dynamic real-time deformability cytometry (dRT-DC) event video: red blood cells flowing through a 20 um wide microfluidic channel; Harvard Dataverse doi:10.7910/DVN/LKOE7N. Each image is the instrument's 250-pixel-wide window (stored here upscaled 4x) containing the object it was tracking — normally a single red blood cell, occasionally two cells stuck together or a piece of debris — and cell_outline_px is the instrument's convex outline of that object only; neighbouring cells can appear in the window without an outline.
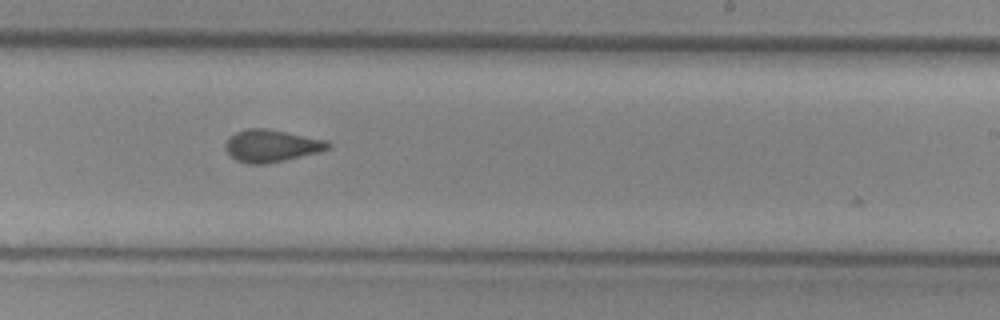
{"species": "common noctule bat (a hibernating species)", "species_latin": "Nyctalus noctula", "temperature_condition": "cold", "stored_images_in_passage": 10, "camera_frame_rate_fps": 3000, "um_per_image_px": 0.085, "animal": {"sex": "female", "body_mass_g": 29.2, "forearm_length_mm": 56.3}, "frame": {"image": 1, "passage_image": 10, "time_ms": 3.0, "image_size_px": [1000, 320], "cell_outline_px": [[332, 148], [284, 160], [264, 164], [248, 164], [236, 160], [224, 148], [224, 144], [228, 136], [236, 132], [248, 128], [268, 128], [324, 140], [332, 144]], "centroid_in_image_um": [23.02, 12.38], "position_along_channel_um": 266.0, "area_um2": 19.19}}